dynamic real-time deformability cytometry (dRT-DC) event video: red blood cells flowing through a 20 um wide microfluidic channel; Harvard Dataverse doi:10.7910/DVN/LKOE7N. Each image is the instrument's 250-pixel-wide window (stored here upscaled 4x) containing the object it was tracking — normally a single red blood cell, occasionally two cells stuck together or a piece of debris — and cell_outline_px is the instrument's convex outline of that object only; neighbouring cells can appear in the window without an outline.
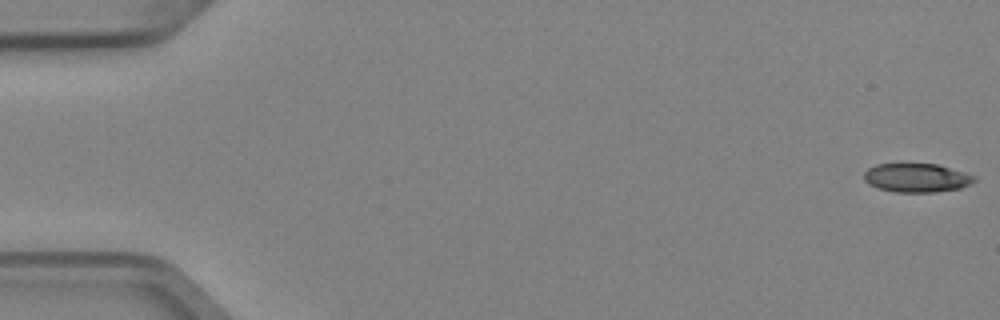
{"species": "Egyptian fruit bat (a non-hibernating species)", "species_latin": "Rousettus aegyptiacus", "temperature_condition": "cold", "stored_images_in_passage": 5, "camera_frame_rate_fps": 3000, "um_per_image_px": 0.085, "animal": {"sex": "female"}, "frame": {"image": 1, "passage_image": 1, "time_ms": 0.0, "image_size_px": [1000, 320], "cell_outline_px": [[976, 180], [972, 184], [960, 188], [936, 192], [896, 192], [876, 188], [868, 184], [864, 180], [864, 172], [868, 168], [876, 164], [936, 164], [976, 176]], "centroid_in_image_um": [77.89, 15.12], "position_along_channel_um": 7.1, "area_um2": 18.55}}
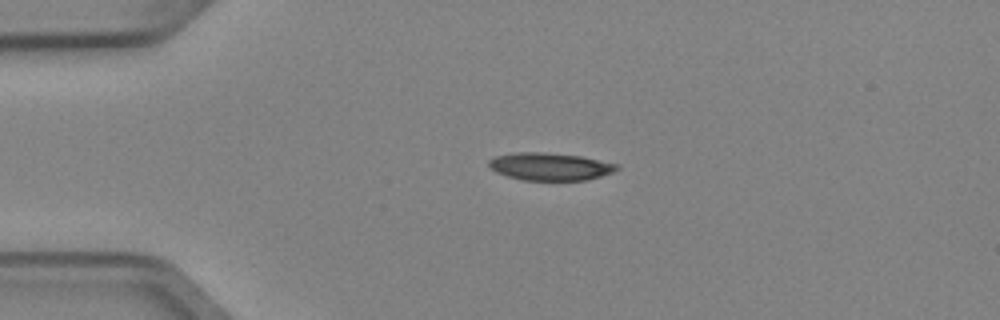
{"frame": {"image": 2, "passage_image": 4, "time_ms": 1.0, "image_size_px": [1000, 320], "cell_outline_px": [[620, 168], [612, 172], [588, 180], [524, 180], [508, 176], [496, 172], [488, 168], [488, 160], [496, 156], [516, 152], [544, 152], [580, 156], [620, 164]], "centroid_in_image_um": [46.75, 14.15], "position_along_channel_um": 38.3, "area_um2": 20.63}}